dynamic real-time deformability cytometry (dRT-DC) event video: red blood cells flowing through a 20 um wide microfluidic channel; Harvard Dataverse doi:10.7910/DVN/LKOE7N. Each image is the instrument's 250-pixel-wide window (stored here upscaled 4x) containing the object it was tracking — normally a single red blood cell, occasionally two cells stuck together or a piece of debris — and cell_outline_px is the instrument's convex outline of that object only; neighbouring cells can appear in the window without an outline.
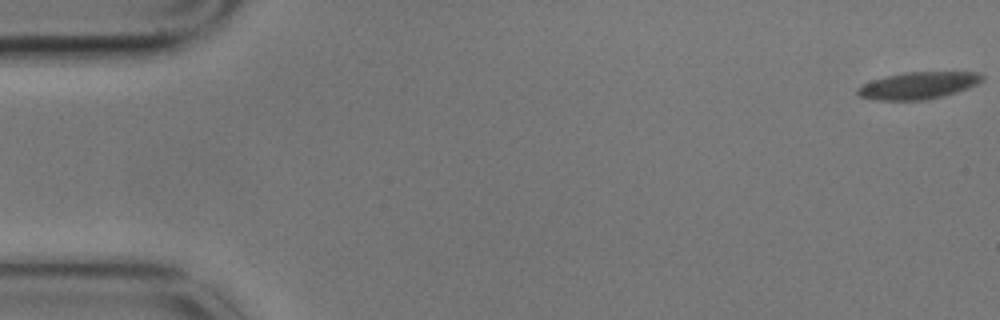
{"species": "common noctule bat (a hibernating species)", "species_latin": "Nyctalus noctula", "temperature_condition": "cold", "stored_images_in_passage": 4, "camera_frame_rate_fps": 3000, "um_per_image_px": 0.085, "animal": {"sex": "male", "body_mass_g": 17.9}, "frame": {"image": 1, "passage_image": 1, "time_ms": 0.0, "image_size_px": [1000, 320], "cell_outline_px": [[984, 80], [968, 88], [944, 96], [928, 100], [872, 100], [860, 96], [856, 92], [856, 88], [872, 80], [904, 72], [980, 72], [984, 76]], "centroid_in_image_um": [78.06, 7.27], "position_along_channel_um": 6.9, "area_um2": 19.71}}